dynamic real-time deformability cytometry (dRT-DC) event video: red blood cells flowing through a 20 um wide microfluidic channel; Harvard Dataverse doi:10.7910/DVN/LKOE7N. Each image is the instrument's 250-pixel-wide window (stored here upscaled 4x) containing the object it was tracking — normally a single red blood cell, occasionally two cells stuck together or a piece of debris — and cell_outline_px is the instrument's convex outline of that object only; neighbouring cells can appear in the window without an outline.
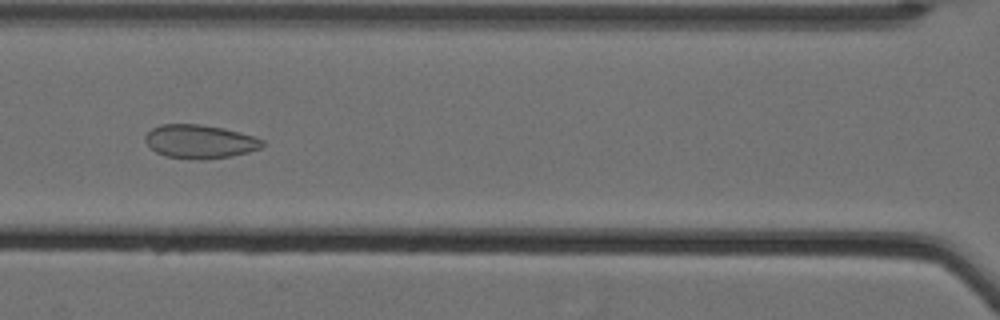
{"species": "Egyptian fruit bat (a non-hibernating species)", "species_latin": "Rousettus aegyptiacus", "temperature_condition": "cold", "stored_images_in_passage": 44, "camera_frame_rate_fps": 3000, "um_per_image_px": 0.085, "animal": {"sex": "female"}, "frame": {"image": 1, "passage_image": 25, "time_ms": 8.0, "image_size_px": [1000, 320], "cell_outline_px": [[264, 144], [260, 148], [248, 152], [228, 156], [204, 160], [196, 160], [164, 156], [156, 152], [144, 140], [144, 136], [152, 128], [160, 124], [200, 124], [224, 128], [240, 132], [264, 140]], "centroid_in_image_um": [16.96, 12.03], "position_along_channel_um": 149.6, "area_um2": 23.0}}
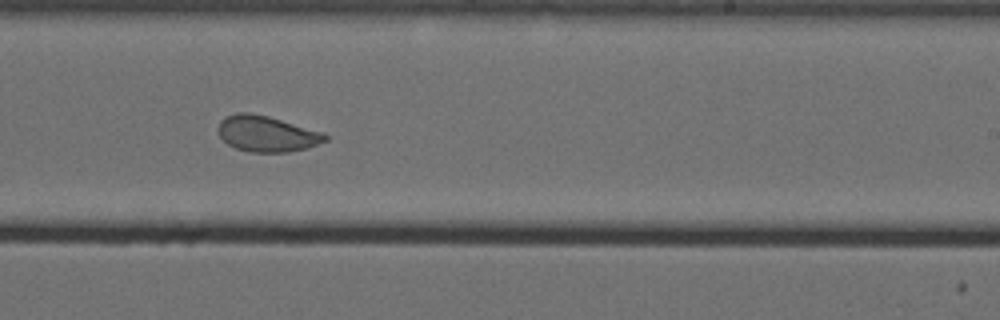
{"frame": {"image": 2, "passage_image": 35, "time_ms": 11.333, "image_size_px": [1000, 320], "cell_outline_px": [[328, 140], [308, 148], [288, 152], [252, 152], [236, 148], [228, 144], [216, 132], [216, 128], [220, 120], [236, 112], [248, 112], [268, 116], [324, 132], [328, 136]], "centroid_in_image_um": [22.67, 11.37], "position_along_channel_um": 266.3, "area_um2": 22.54}}
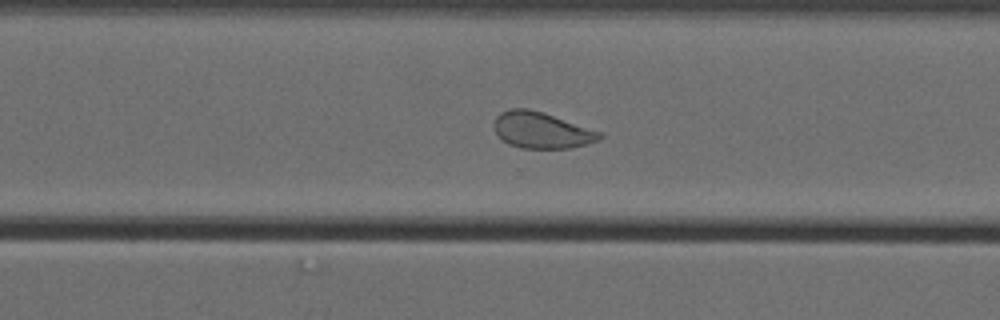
{"frame": {"image": 3, "passage_image": 40, "time_ms": 13.0, "image_size_px": [1000, 320], "cell_outline_px": [[604, 136], [600, 140], [588, 144], [568, 148], [520, 148], [508, 144], [496, 132], [492, 124], [496, 116], [500, 112], [508, 108], [528, 108], [604, 132]], "centroid_in_image_um": [46.05, 11.07], "position_along_channel_um": 324.6, "area_um2": 22.43}, "authors_computed_cell_mechanics": {"area_um2": 23.9003, "velocity_mm_per_s": 3.5053, "shape_relaxation_time_tau1_ms": null, "shape_relaxation_time_tau2_ms": 1.2014, "deformation_change_tau1": null, "deformation_change_tau2": 0.0724}}